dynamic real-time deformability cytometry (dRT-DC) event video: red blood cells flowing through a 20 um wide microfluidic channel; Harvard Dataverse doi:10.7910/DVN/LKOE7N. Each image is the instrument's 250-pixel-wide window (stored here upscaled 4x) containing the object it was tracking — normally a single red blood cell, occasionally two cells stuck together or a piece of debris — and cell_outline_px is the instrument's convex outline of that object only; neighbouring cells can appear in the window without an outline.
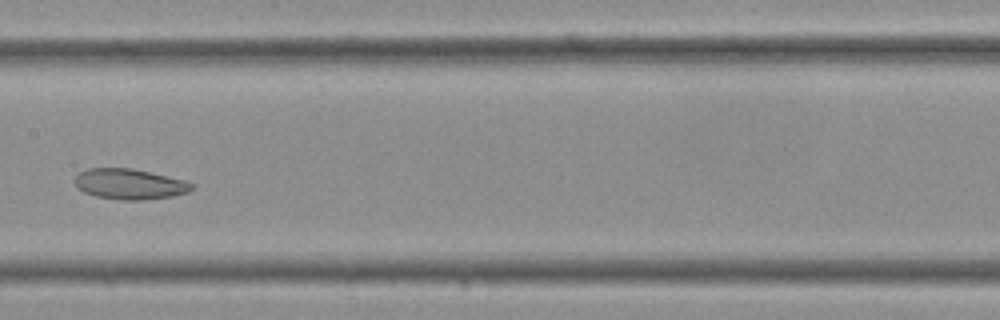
{"species": "Egyptian fruit bat (a non-hibernating species)", "species_latin": "Rousettus aegyptiacus", "temperature_condition": "cold", "stored_images_in_passage": 35, "camera_frame_rate_fps": 3000, "um_per_image_px": 0.085, "frame": {"image": 1, "passage_image": 17, "time_ms": 5.333, "image_size_px": [1000, 320], "cell_outline_px": [[192, 188], [188, 192], [172, 196], [140, 200], [120, 200], [96, 196], [84, 192], [76, 188], [72, 180], [80, 172], [88, 168], [132, 168], [184, 180], [192, 184]], "centroid_in_image_um": [10.95, 15.64], "position_along_channel_um": 196.5, "area_um2": 20.75}}
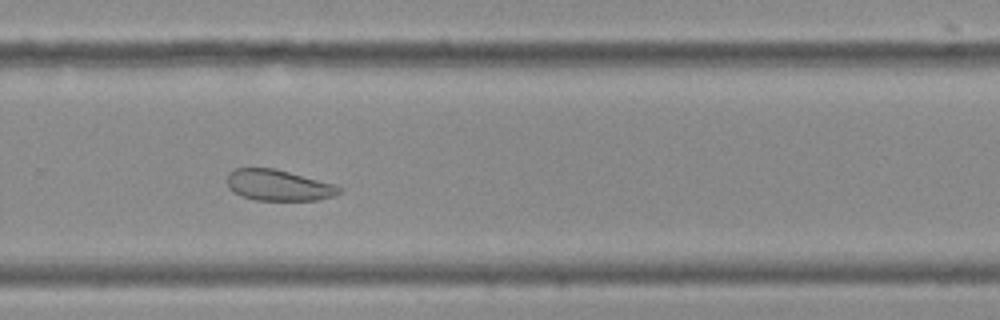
{"frame": {"image": 2, "passage_image": 23, "time_ms": 7.333, "image_size_px": [1000, 320], "cell_outline_px": [[344, 188], [340, 192], [332, 196], [316, 200], [256, 200], [240, 196], [228, 184], [228, 172], [236, 168], [272, 168], [336, 184]], "centroid_in_image_um": [23.7, 15.75], "position_along_channel_um": 306.1, "area_um2": 20.0}}
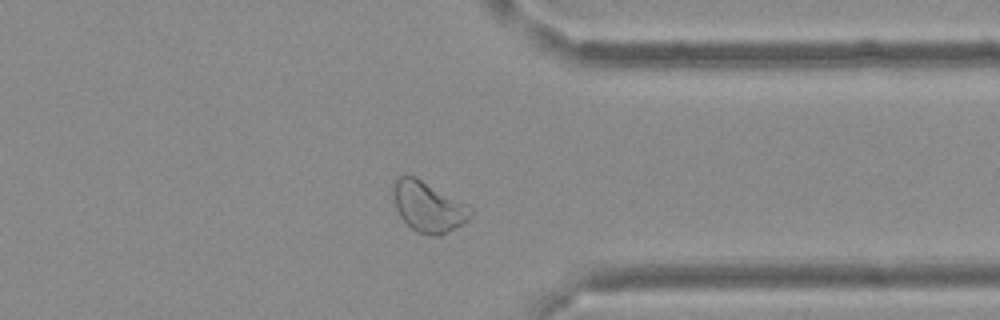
{"frame": {"image": 3, "passage_image": 27, "time_ms": 8.667, "image_size_px": [1000, 320], "cell_outline_px": [[472, 212], [468, 220], [464, 224], [448, 232], [436, 236], [428, 236], [416, 232], [400, 216], [396, 208], [392, 192], [392, 184], [396, 176], [404, 172], [416, 176], [472, 208]], "centroid_in_image_um": [36.34, 17.54], "position_along_channel_um": 375.1, "area_um2": 23.0}}